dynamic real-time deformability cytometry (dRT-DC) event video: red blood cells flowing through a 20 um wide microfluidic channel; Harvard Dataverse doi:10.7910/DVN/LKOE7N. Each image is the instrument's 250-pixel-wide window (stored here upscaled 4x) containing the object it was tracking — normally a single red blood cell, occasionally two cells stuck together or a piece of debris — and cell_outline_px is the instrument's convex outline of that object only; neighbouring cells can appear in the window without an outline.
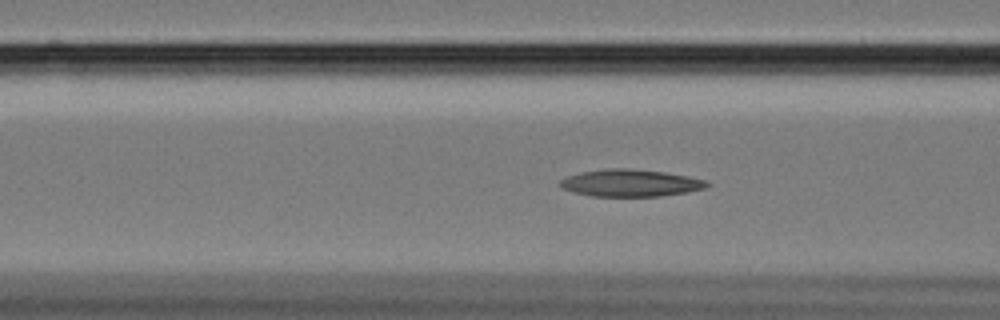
{"species": "Egyptian fruit bat (a non-hibernating species)", "species_latin": "Rousettus aegyptiacus", "temperature_condition": "cold", "stored_images_in_passage": 49, "camera_frame_rate_fps": 3000, "um_per_image_px": 0.085, "animal": {"sex": "female"}, "frame": {"image": 1, "passage_image": 16, "time_ms": 5.0, "image_size_px": [1000, 320], "cell_outline_px": [[712, 184], [704, 188], [688, 192], [660, 196], [592, 196], [572, 192], [556, 184], [560, 180], [568, 176], [580, 172], [608, 168], [624, 168], [664, 172], [688, 176], [704, 180]], "centroid_in_image_um": [53.56, 15.55], "position_along_channel_um": 113.0, "area_um2": 23.18}}
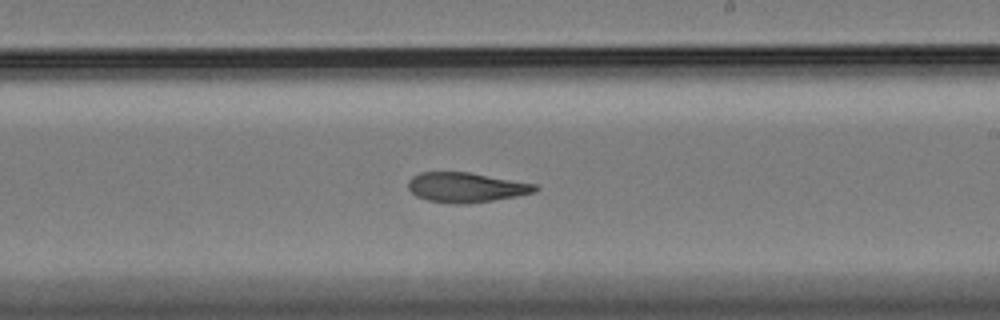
{"frame": {"image": 2, "passage_image": 28, "time_ms": 9.0, "image_size_px": [1000, 320], "cell_outline_px": [[540, 188], [536, 192], [516, 196], [468, 204], [452, 204], [428, 200], [416, 196], [408, 188], [408, 180], [412, 176], [420, 172], [468, 172], [536, 184]], "centroid_in_image_um": [39.6, 15.93], "position_along_channel_um": 249.4, "area_um2": 22.08}}
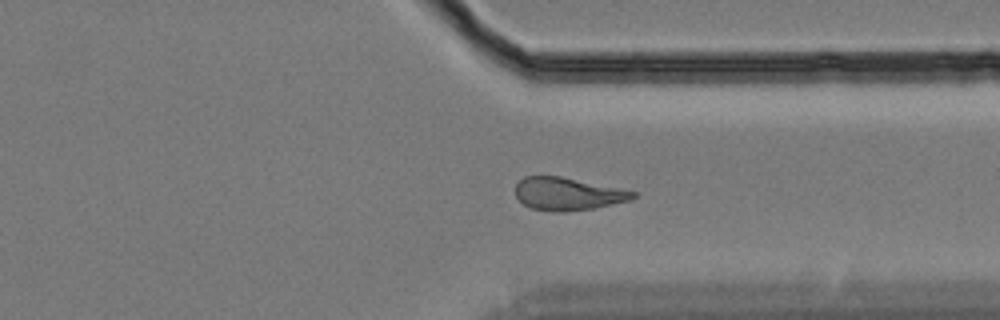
{"frame": {"image": 3, "passage_image": 38, "time_ms": 12.333, "image_size_px": [1000, 320], "cell_outline_px": [[636, 196], [628, 200], [592, 208], [564, 212], [552, 212], [532, 208], [524, 204], [516, 196], [516, 184], [524, 176], [560, 176], [620, 188], [636, 192]], "centroid_in_image_um": [48.22, 16.47], "position_along_channel_um": 363.2, "area_um2": 22.14}}